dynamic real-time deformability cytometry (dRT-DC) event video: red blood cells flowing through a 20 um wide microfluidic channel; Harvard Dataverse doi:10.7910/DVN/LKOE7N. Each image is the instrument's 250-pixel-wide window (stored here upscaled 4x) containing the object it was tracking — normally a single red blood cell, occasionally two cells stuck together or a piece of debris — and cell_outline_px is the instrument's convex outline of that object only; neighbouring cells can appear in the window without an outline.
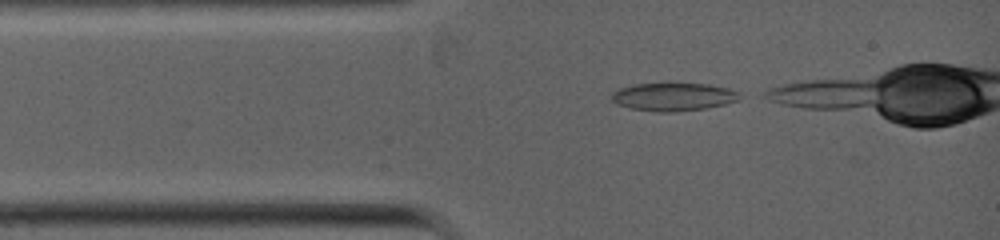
{"species": "common noctule bat (a hibernating species)", "species_latin": "Nyctalus noctula", "temperature_condition": "warm", "stored_images_in_passage": 5, "camera_frame_rate_fps": 5000, "um_per_image_px": 0.085, "animal": {"sex": "female", "body_mass_g": 19.0, "forearm_length_mm": 53.3}, "frame": {"image": 1, "passage_image": 1, "time_ms": 0.0, "image_size_px": [1000, 240], "cell_outline_px": [[748, 96], [740, 100], [724, 104], [704, 108], [676, 112], [656, 112], [628, 108], [616, 104], [612, 100], [612, 92], [616, 88], [632, 84], [660, 80], [672, 80], [708, 84], [728, 88], [740, 92]], "centroid_in_image_um": [57.24, 8.16], "position_along_channel_um": 27.8, "area_um2": 22.54}}